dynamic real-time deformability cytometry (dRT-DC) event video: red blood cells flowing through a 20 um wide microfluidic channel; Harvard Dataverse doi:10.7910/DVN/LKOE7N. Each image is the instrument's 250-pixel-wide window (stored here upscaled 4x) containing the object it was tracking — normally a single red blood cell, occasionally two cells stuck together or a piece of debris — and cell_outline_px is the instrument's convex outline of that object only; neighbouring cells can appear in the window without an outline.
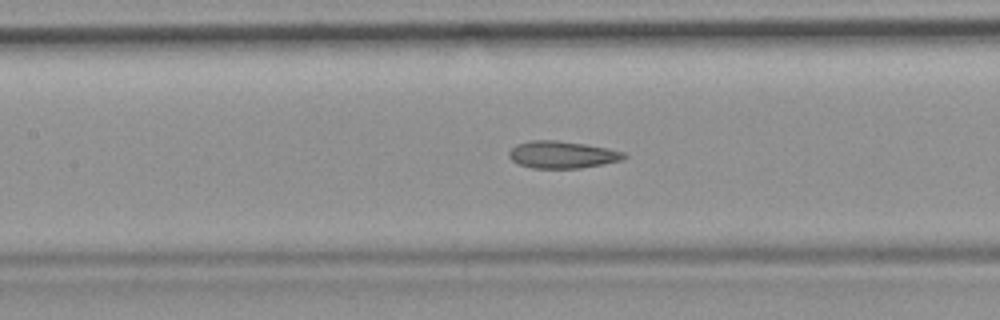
{"species": "common noctule bat (a hibernating species)", "species_latin": "Nyctalus noctula", "temperature_condition": "room temperature", "stored_images_in_passage": 50, "camera_frame_rate_fps": 3000, "um_per_image_px": 0.085, "animal": {"sex": "female", "body_mass_g": 19.9}, "frame": {"image": 1, "passage_image": 22, "time_ms": 7.0, "image_size_px": [1000, 320], "cell_outline_px": [[628, 156], [620, 160], [580, 168], [532, 168], [516, 164], [508, 156], [508, 152], [516, 144], [532, 140], [556, 140], [584, 144], [624, 152]], "centroid_in_image_um": [47.71, 13.15], "position_along_channel_um": 159.7, "area_um2": 18.03}, "authors_computed_cell_mechanics": {"area_um2": 18.7272, "velocity_mm_per_s": 3.9679, "shape_relaxation_time_tau1_ms": null, "shape_relaxation_time_tau2_ms": 1.9153, "deformation_change_tau1": null, "deformation_change_tau2": 0.0934}}